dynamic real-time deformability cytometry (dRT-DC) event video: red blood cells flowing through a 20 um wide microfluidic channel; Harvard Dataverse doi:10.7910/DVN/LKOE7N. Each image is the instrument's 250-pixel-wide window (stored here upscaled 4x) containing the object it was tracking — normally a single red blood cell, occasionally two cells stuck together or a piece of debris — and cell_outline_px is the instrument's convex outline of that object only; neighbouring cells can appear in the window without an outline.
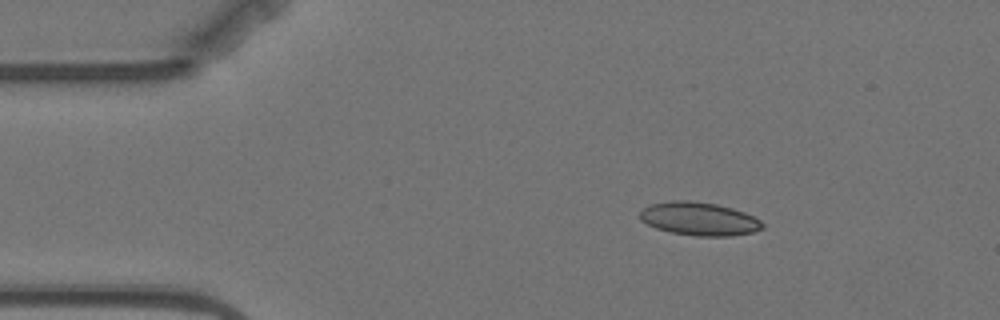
{"species": "Egyptian fruit bat (a non-hibernating species)", "species_latin": "Rousettus aegyptiacus", "temperature_condition": "warm", "stored_images_in_passage": 4, "camera_frame_rate_fps": 3000, "um_per_image_px": 0.085, "animal": {"sex": "female"}, "frame": {"image": 1, "passage_image": 2, "time_ms": 1.333, "image_size_px": [1000, 320], "cell_outline_px": [[764, 228], [752, 232], [732, 236], [696, 236], [672, 232], [656, 228], [640, 220], [640, 212], [644, 208], [652, 204], [672, 200], [692, 200], [716, 204], [732, 208], [744, 212], [760, 220], [764, 224]], "centroid_in_image_um": [59.44, 18.6], "position_along_channel_um": 25.6, "area_um2": 23.7}}